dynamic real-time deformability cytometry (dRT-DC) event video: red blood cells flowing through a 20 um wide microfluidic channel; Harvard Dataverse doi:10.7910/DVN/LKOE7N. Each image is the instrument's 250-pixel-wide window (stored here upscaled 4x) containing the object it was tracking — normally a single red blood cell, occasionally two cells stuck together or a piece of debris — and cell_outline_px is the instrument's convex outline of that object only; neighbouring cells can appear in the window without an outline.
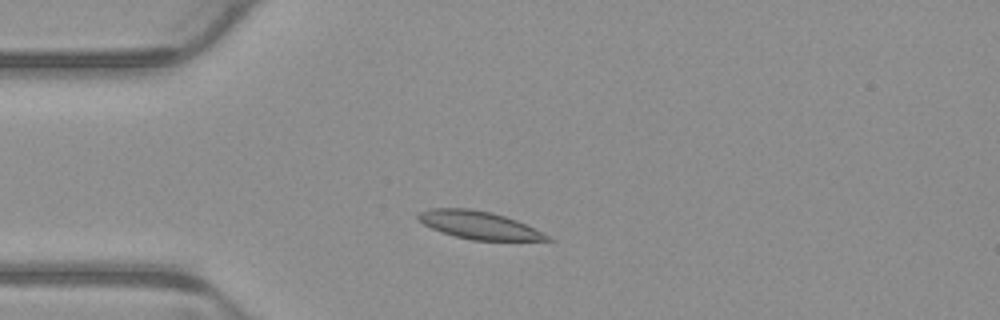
{"species": "common noctule bat (a hibernating species)", "species_latin": "Nyctalus noctula", "temperature_condition": "warm", "stored_images_in_passage": 5, "camera_frame_rate_fps": 3000, "um_per_image_px": 0.085, "animal": {"sex": "male", "body_mass_g": 23.1, "forearm_length_mm": 52.7}, "frame": {"image": 1, "passage_image": 2, "time_ms": 0.333, "image_size_px": [1000, 320], "cell_outline_px": [[556, 240], [472, 240], [456, 236], [432, 228], [424, 224], [416, 216], [420, 212], [432, 208], [468, 208], [492, 212], [516, 220]], "centroid_in_image_um": [40.68, 19.12], "position_along_channel_um": 44.3, "area_um2": 20.35}}
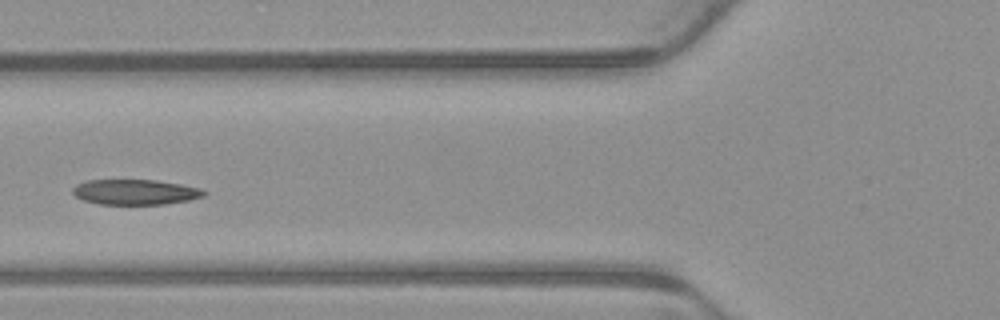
{"frame": {"image": 2, "passage_image": 4, "time_ms": 1.0, "image_size_px": [1000, 320], "cell_outline_px": [[208, 192], [204, 196], [188, 200], [164, 204], [100, 204], [84, 200], [76, 196], [72, 192], [72, 188], [76, 184], [88, 180], [156, 180], [180, 184], [200, 188]], "centroid_in_image_um": [11.5, 16.32], "position_along_channel_um": 114.3, "area_um2": 19.25}}
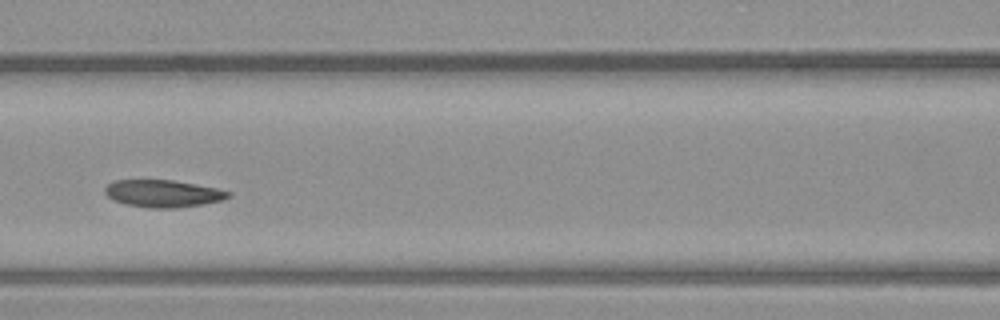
{"frame": {"image": 3, "passage_image": 5, "time_ms": 1.333, "image_size_px": [1000, 320], "cell_outline_px": [[232, 196], [224, 200], [176, 208], [148, 208], [128, 204], [112, 200], [104, 192], [104, 188], [108, 184], [116, 180], [172, 180], [216, 188], [232, 192]], "centroid_in_image_um": [13.87, 16.45], "position_along_channel_um": 152.7, "area_um2": 19.54}}